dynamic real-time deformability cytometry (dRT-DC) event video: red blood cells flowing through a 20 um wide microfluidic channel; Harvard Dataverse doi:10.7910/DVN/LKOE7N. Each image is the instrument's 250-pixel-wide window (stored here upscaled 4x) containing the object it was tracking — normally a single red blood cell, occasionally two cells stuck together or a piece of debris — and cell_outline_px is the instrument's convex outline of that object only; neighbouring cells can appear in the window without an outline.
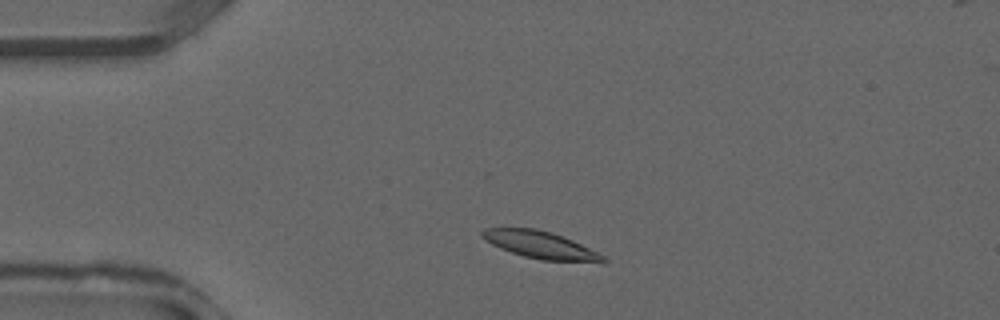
{"species": "common noctule bat (a hibernating species)", "species_latin": "Nyctalus noctula", "temperature_condition": "warm", "stored_images_in_passage": 32, "camera_frame_rate_fps": 3000, "um_per_image_px": 0.085, "animal": {"sex": "male", "forearm_length_mm": 52.5}, "frame": {"image": 1, "passage_image": 4, "time_ms": 1.0, "image_size_px": [1000, 320], "cell_outline_px": [[608, 260], [604, 264], [540, 260], [524, 256], [500, 248], [484, 240], [480, 236], [480, 232], [484, 228], [536, 228], [552, 232], [572, 240], [604, 256]], "centroid_in_image_um": [45.98, 20.84], "position_along_channel_um": 39.0, "area_um2": 19.54}}
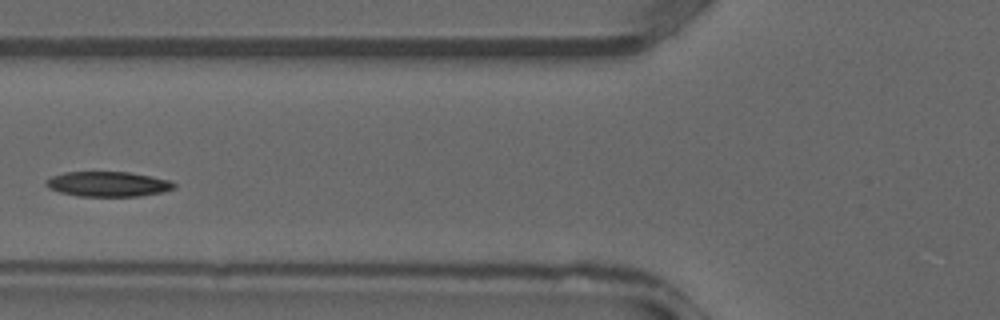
{"frame": {"image": 2, "passage_image": 10, "time_ms": 3.0, "image_size_px": [1000, 320], "cell_outline_px": [[176, 188], [164, 192], [140, 196], [80, 196], [60, 192], [48, 188], [44, 184], [44, 180], [52, 176], [64, 172], [128, 172], [152, 176], [172, 180], [176, 184]], "centroid_in_image_um": [9.2, 15.64], "position_along_channel_um": 116.6, "area_um2": 18.9}}
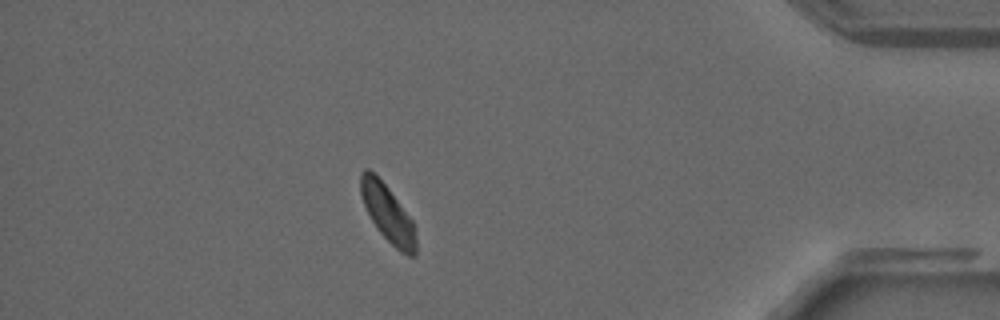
{"frame": {"image": 3, "passage_image": 28, "time_ms": 9.0, "image_size_px": [1000, 320], "cell_outline_px": [[416, 256], [408, 256], [400, 252], [380, 232], [372, 220], [364, 204], [360, 192], [360, 172], [364, 168], [368, 168], [388, 188], [412, 220], [416, 236]], "centroid_in_image_um": [32.96, 18.15], "position_along_channel_um": 402.2, "area_um2": 18.03}}